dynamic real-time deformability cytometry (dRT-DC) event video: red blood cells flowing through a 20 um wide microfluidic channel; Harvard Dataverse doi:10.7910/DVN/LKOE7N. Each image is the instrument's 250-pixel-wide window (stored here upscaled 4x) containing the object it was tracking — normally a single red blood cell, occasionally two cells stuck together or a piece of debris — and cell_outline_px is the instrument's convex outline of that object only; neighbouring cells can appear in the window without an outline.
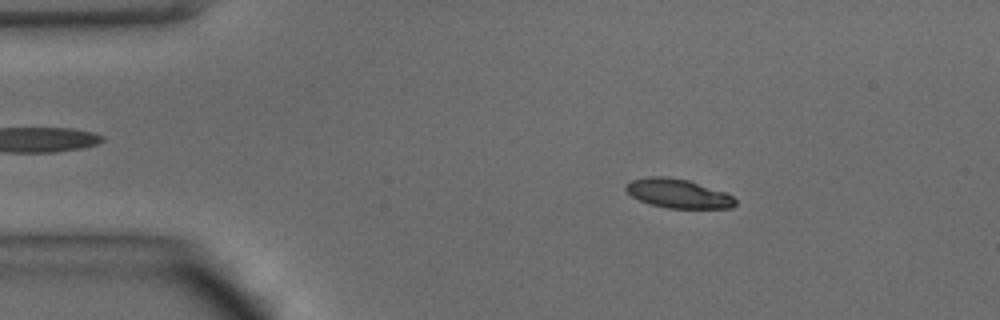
{"species": "common noctule bat (a hibernating species)", "species_latin": "Nyctalus noctula", "temperature_condition": "warm", "stored_images_in_passage": 48, "camera_frame_rate_fps": 3000, "um_per_image_px": 0.085, "animal": {"sex": "male", "body_mass_g": 15.6}, "frame": {"image": 1, "passage_image": 8, "time_ms": 2.333, "image_size_px": [1000, 320], "cell_outline_px": [[736, 204], [732, 208], [668, 208], [648, 204], [632, 196], [624, 188], [624, 184], [632, 180], [648, 176], [664, 176], [688, 180], [724, 192], [732, 196], [736, 200]], "centroid_in_image_um": [57.6, 16.45], "position_along_channel_um": 27.4, "area_um2": 18.5}}
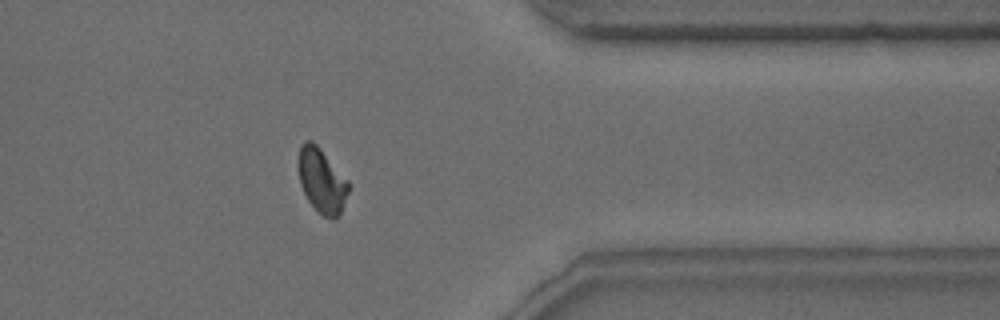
{"frame": {"image": 2, "passage_image": 39, "time_ms": 12.667, "image_size_px": [1000, 320], "cell_outline_px": [[352, 184], [340, 216], [332, 220], [324, 216], [308, 200], [300, 184], [300, 144], [304, 140], [312, 140], [320, 148]], "centroid_in_image_um": [27.42, 15.37], "position_along_channel_um": 384.0, "area_um2": 18.79}}
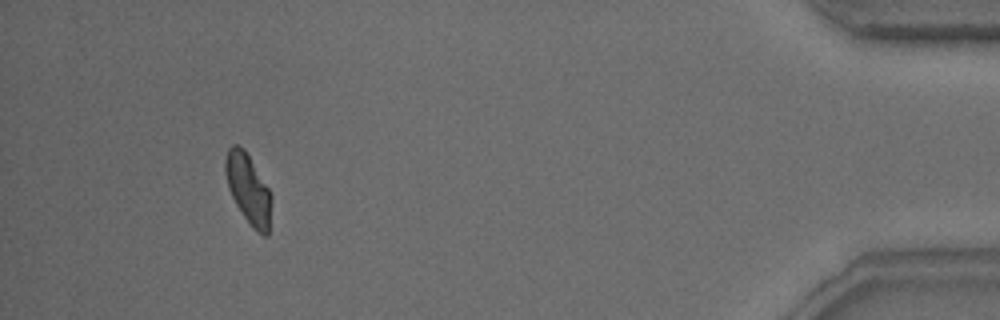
{"frame": {"image": 3, "passage_image": 45, "time_ms": 14.667, "image_size_px": [1000, 320], "cell_outline_px": [[272, 200], [268, 236], [264, 236], [256, 232], [252, 228], [236, 204], [228, 188], [224, 172], [224, 160], [228, 148], [232, 144], [240, 144], [244, 148], [268, 188], [272, 196]], "centroid_in_image_um": [21.09, 16.05], "position_along_channel_um": 414.1, "area_um2": 18.9}, "authors_computed_cell_mechanics": {"area_um2": 19.1607, "velocity_mm_per_s": 4.1331, "shape_relaxation_time_tau1_ms": 3.8262, "shape_relaxation_time_tau2_ms": 1.6926, "deformation_change_tau1": 0.1567, "deformation_change_tau2": 0.0396}}